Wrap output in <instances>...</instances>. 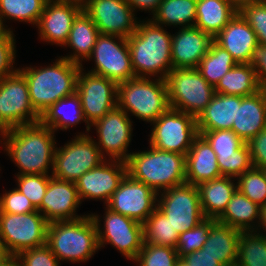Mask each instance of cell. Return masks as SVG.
I'll return each mask as SVG.
<instances>
[{"instance_id": "6da1fadb", "label": "cell", "mask_w": 266, "mask_h": 266, "mask_svg": "<svg viewBox=\"0 0 266 266\" xmlns=\"http://www.w3.org/2000/svg\"><path fill=\"white\" fill-rule=\"evenodd\" d=\"M54 137L55 132L40 121L8 130L3 149L19 168L16 175H52L57 146Z\"/></svg>"}, {"instance_id": "7a4b0ae2", "label": "cell", "mask_w": 266, "mask_h": 266, "mask_svg": "<svg viewBox=\"0 0 266 266\" xmlns=\"http://www.w3.org/2000/svg\"><path fill=\"white\" fill-rule=\"evenodd\" d=\"M127 40L135 77L165 80L173 69L171 33L151 19H139L136 31Z\"/></svg>"}, {"instance_id": "3957f363", "label": "cell", "mask_w": 266, "mask_h": 266, "mask_svg": "<svg viewBox=\"0 0 266 266\" xmlns=\"http://www.w3.org/2000/svg\"><path fill=\"white\" fill-rule=\"evenodd\" d=\"M81 67L61 56L46 67L18 68L27 81L31 104L40 116L60 99L76 92Z\"/></svg>"}, {"instance_id": "277c9868", "label": "cell", "mask_w": 266, "mask_h": 266, "mask_svg": "<svg viewBox=\"0 0 266 266\" xmlns=\"http://www.w3.org/2000/svg\"><path fill=\"white\" fill-rule=\"evenodd\" d=\"M149 147V150L132 152L125 161L131 178L143 182L157 194L186 182L185 155Z\"/></svg>"}, {"instance_id": "5b68a950", "label": "cell", "mask_w": 266, "mask_h": 266, "mask_svg": "<svg viewBox=\"0 0 266 266\" xmlns=\"http://www.w3.org/2000/svg\"><path fill=\"white\" fill-rule=\"evenodd\" d=\"M46 245L59 262H87L100 250L97 227L92 216L88 213L78 220L50 222Z\"/></svg>"}, {"instance_id": "8992f818", "label": "cell", "mask_w": 266, "mask_h": 266, "mask_svg": "<svg viewBox=\"0 0 266 266\" xmlns=\"http://www.w3.org/2000/svg\"><path fill=\"white\" fill-rule=\"evenodd\" d=\"M117 106L152 124L171 108L165 80L135 77L119 83Z\"/></svg>"}, {"instance_id": "52a82bcc", "label": "cell", "mask_w": 266, "mask_h": 266, "mask_svg": "<svg viewBox=\"0 0 266 266\" xmlns=\"http://www.w3.org/2000/svg\"><path fill=\"white\" fill-rule=\"evenodd\" d=\"M172 109L197 118L215 95V88L197 68L172 69L165 78Z\"/></svg>"}, {"instance_id": "ba28073f", "label": "cell", "mask_w": 266, "mask_h": 266, "mask_svg": "<svg viewBox=\"0 0 266 266\" xmlns=\"http://www.w3.org/2000/svg\"><path fill=\"white\" fill-rule=\"evenodd\" d=\"M49 222L37 210L30 213H0V245L9 256L46 244Z\"/></svg>"}, {"instance_id": "9c48e42d", "label": "cell", "mask_w": 266, "mask_h": 266, "mask_svg": "<svg viewBox=\"0 0 266 266\" xmlns=\"http://www.w3.org/2000/svg\"><path fill=\"white\" fill-rule=\"evenodd\" d=\"M106 158L89 133H79L62 147H56L52 176L76 182L85 172L97 167Z\"/></svg>"}, {"instance_id": "30bf717a", "label": "cell", "mask_w": 266, "mask_h": 266, "mask_svg": "<svg viewBox=\"0 0 266 266\" xmlns=\"http://www.w3.org/2000/svg\"><path fill=\"white\" fill-rule=\"evenodd\" d=\"M105 210L103 228L100 216L96 213L90 214L97 227L99 248L108 243L133 262L144 243L143 224L107 207Z\"/></svg>"}, {"instance_id": "8fae6325", "label": "cell", "mask_w": 266, "mask_h": 266, "mask_svg": "<svg viewBox=\"0 0 266 266\" xmlns=\"http://www.w3.org/2000/svg\"><path fill=\"white\" fill-rule=\"evenodd\" d=\"M149 145L161 151L187 154L199 135L196 118L170 108L152 124Z\"/></svg>"}, {"instance_id": "7c38bea8", "label": "cell", "mask_w": 266, "mask_h": 266, "mask_svg": "<svg viewBox=\"0 0 266 266\" xmlns=\"http://www.w3.org/2000/svg\"><path fill=\"white\" fill-rule=\"evenodd\" d=\"M157 208L181 234L205 219L198 187L187 182L168 188L157 196Z\"/></svg>"}, {"instance_id": "4fadbf2b", "label": "cell", "mask_w": 266, "mask_h": 266, "mask_svg": "<svg viewBox=\"0 0 266 266\" xmlns=\"http://www.w3.org/2000/svg\"><path fill=\"white\" fill-rule=\"evenodd\" d=\"M92 59L95 67L88 72L104 76L117 84L135 78L125 37L100 34L86 62Z\"/></svg>"}, {"instance_id": "5bb4252c", "label": "cell", "mask_w": 266, "mask_h": 266, "mask_svg": "<svg viewBox=\"0 0 266 266\" xmlns=\"http://www.w3.org/2000/svg\"><path fill=\"white\" fill-rule=\"evenodd\" d=\"M40 121L25 77L17 70L0 81V122L7 130Z\"/></svg>"}, {"instance_id": "9a60e30c", "label": "cell", "mask_w": 266, "mask_h": 266, "mask_svg": "<svg viewBox=\"0 0 266 266\" xmlns=\"http://www.w3.org/2000/svg\"><path fill=\"white\" fill-rule=\"evenodd\" d=\"M81 66L76 93L81 100L86 122L92 125L117 107L118 84L104 76L86 73Z\"/></svg>"}, {"instance_id": "2e32d148", "label": "cell", "mask_w": 266, "mask_h": 266, "mask_svg": "<svg viewBox=\"0 0 266 266\" xmlns=\"http://www.w3.org/2000/svg\"><path fill=\"white\" fill-rule=\"evenodd\" d=\"M132 123L130 115L117 106L90 125L95 127L98 134L95 143L106 159L109 156L112 160L126 161L130 157L132 152L129 153L127 148L133 136Z\"/></svg>"}, {"instance_id": "e0dca14e", "label": "cell", "mask_w": 266, "mask_h": 266, "mask_svg": "<svg viewBox=\"0 0 266 266\" xmlns=\"http://www.w3.org/2000/svg\"><path fill=\"white\" fill-rule=\"evenodd\" d=\"M82 4L100 34L128 38L136 31L139 20L125 0H82Z\"/></svg>"}, {"instance_id": "ac0fdd59", "label": "cell", "mask_w": 266, "mask_h": 266, "mask_svg": "<svg viewBox=\"0 0 266 266\" xmlns=\"http://www.w3.org/2000/svg\"><path fill=\"white\" fill-rule=\"evenodd\" d=\"M157 196L149 186L126 174L105 206L143 224L157 208Z\"/></svg>"}, {"instance_id": "d6986e66", "label": "cell", "mask_w": 266, "mask_h": 266, "mask_svg": "<svg viewBox=\"0 0 266 266\" xmlns=\"http://www.w3.org/2000/svg\"><path fill=\"white\" fill-rule=\"evenodd\" d=\"M200 135L215 152L222 176L237 178L252 167L248 145L234 131H204Z\"/></svg>"}, {"instance_id": "ffe728a7", "label": "cell", "mask_w": 266, "mask_h": 266, "mask_svg": "<svg viewBox=\"0 0 266 266\" xmlns=\"http://www.w3.org/2000/svg\"><path fill=\"white\" fill-rule=\"evenodd\" d=\"M126 174V162L112 159H106L97 167L85 172L75 182L81 202L84 199H96L107 204Z\"/></svg>"}, {"instance_id": "44dd1931", "label": "cell", "mask_w": 266, "mask_h": 266, "mask_svg": "<svg viewBox=\"0 0 266 266\" xmlns=\"http://www.w3.org/2000/svg\"><path fill=\"white\" fill-rule=\"evenodd\" d=\"M82 10V0L47 1L36 25L40 39L64 47L73 21Z\"/></svg>"}, {"instance_id": "7402d4cb", "label": "cell", "mask_w": 266, "mask_h": 266, "mask_svg": "<svg viewBox=\"0 0 266 266\" xmlns=\"http://www.w3.org/2000/svg\"><path fill=\"white\" fill-rule=\"evenodd\" d=\"M81 203L74 182L60 180L51 176L41 205L37 210L49 223L54 221H73L86 216L77 215L76 213Z\"/></svg>"}, {"instance_id": "603a6c76", "label": "cell", "mask_w": 266, "mask_h": 266, "mask_svg": "<svg viewBox=\"0 0 266 266\" xmlns=\"http://www.w3.org/2000/svg\"><path fill=\"white\" fill-rule=\"evenodd\" d=\"M213 37L201 29L192 27L179 28L172 34L171 60L173 69L197 68L201 59L209 51Z\"/></svg>"}, {"instance_id": "cb8c5ba5", "label": "cell", "mask_w": 266, "mask_h": 266, "mask_svg": "<svg viewBox=\"0 0 266 266\" xmlns=\"http://www.w3.org/2000/svg\"><path fill=\"white\" fill-rule=\"evenodd\" d=\"M227 50L236 63H253L258 41L250 25L237 13L232 20L213 38Z\"/></svg>"}, {"instance_id": "d4e9b609", "label": "cell", "mask_w": 266, "mask_h": 266, "mask_svg": "<svg viewBox=\"0 0 266 266\" xmlns=\"http://www.w3.org/2000/svg\"><path fill=\"white\" fill-rule=\"evenodd\" d=\"M186 182L195 186L221 177L217 156L210 144L198 135L186 154Z\"/></svg>"}, {"instance_id": "484cf974", "label": "cell", "mask_w": 266, "mask_h": 266, "mask_svg": "<svg viewBox=\"0 0 266 266\" xmlns=\"http://www.w3.org/2000/svg\"><path fill=\"white\" fill-rule=\"evenodd\" d=\"M266 127V98L263 89L253 95L242 97L237 104L234 131L245 143Z\"/></svg>"}, {"instance_id": "4316f807", "label": "cell", "mask_w": 266, "mask_h": 266, "mask_svg": "<svg viewBox=\"0 0 266 266\" xmlns=\"http://www.w3.org/2000/svg\"><path fill=\"white\" fill-rule=\"evenodd\" d=\"M242 97L215 93L205 110L196 118L198 134L204 131L231 130L236 122L237 104Z\"/></svg>"}, {"instance_id": "83f0119b", "label": "cell", "mask_w": 266, "mask_h": 266, "mask_svg": "<svg viewBox=\"0 0 266 266\" xmlns=\"http://www.w3.org/2000/svg\"><path fill=\"white\" fill-rule=\"evenodd\" d=\"M235 180L236 178L233 177L221 176L202 182L197 186L205 218L217 220L223 214L232 195L237 190Z\"/></svg>"}, {"instance_id": "f1b7e54d", "label": "cell", "mask_w": 266, "mask_h": 266, "mask_svg": "<svg viewBox=\"0 0 266 266\" xmlns=\"http://www.w3.org/2000/svg\"><path fill=\"white\" fill-rule=\"evenodd\" d=\"M240 233L241 231L216 220L210 227L208 238L201 249L222 266L235 264Z\"/></svg>"}, {"instance_id": "f546056e", "label": "cell", "mask_w": 266, "mask_h": 266, "mask_svg": "<svg viewBox=\"0 0 266 266\" xmlns=\"http://www.w3.org/2000/svg\"><path fill=\"white\" fill-rule=\"evenodd\" d=\"M100 32L92 19L82 10L74 19L68 39L64 46L73 50L72 54L63 57L82 65L91 55ZM84 59V60H83Z\"/></svg>"}, {"instance_id": "4dcf8cb0", "label": "cell", "mask_w": 266, "mask_h": 266, "mask_svg": "<svg viewBox=\"0 0 266 266\" xmlns=\"http://www.w3.org/2000/svg\"><path fill=\"white\" fill-rule=\"evenodd\" d=\"M68 108H70L69 111L67 110ZM81 121L87 124L86 133L89 132L91 126L86 122L81 107V100L76 92L51 105L40 116V122L50 127L54 132H57L59 129L67 131L70 127L81 123Z\"/></svg>"}, {"instance_id": "1f68e13d", "label": "cell", "mask_w": 266, "mask_h": 266, "mask_svg": "<svg viewBox=\"0 0 266 266\" xmlns=\"http://www.w3.org/2000/svg\"><path fill=\"white\" fill-rule=\"evenodd\" d=\"M237 13L229 0H197L195 27L214 38Z\"/></svg>"}, {"instance_id": "d6a6232c", "label": "cell", "mask_w": 266, "mask_h": 266, "mask_svg": "<svg viewBox=\"0 0 266 266\" xmlns=\"http://www.w3.org/2000/svg\"><path fill=\"white\" fill-rule=\"evenodd\" d=\"M215 93L249 96L262 89L253 63H238L214 87Z\"/></svg>"}, {"instance_id": "836d02e7", "label": "cell", "mask_w": 266, "mask_h": 266, "mask_svg": "<svg viewBox=\"0 0 266 266\" xmlns=\"http://www.w3.org/2000/svg\"><path fill=\"white\" fill-rule=\"evenodd\" d=\"M259 207L258 204L236 190L217 221L241 232L255 231L259 219Z\"/></svg>"}, {"instance_id": "e575fe53", "label": "cell", "mask_w": 266, "mask_h": 266, "mask_svg": "<svg viewBox=\"0 0 266 266\" xmlns=\"http://www.w3.org/2000/svg\"><path fill=\"white\" fill-rule=\"evenodd\" d=\"M197 0H162L150 18L161 26L192 27L196 23Z\"/></svg>"}, {"instance_id": "d590c367", "label": "cell", "mask_w": 266, "mask_h": 266, "mask_svg": "<svg viewBox=\"0 0 266 266\" xmlns=\"http://www.w3.org/2000/svg\"><path fill=\"white\" fill-rule=\"evenodd\" d=\"M236 64L232 55L213 41L197 69L202 77L215 87L219 80Z\"/></svg>"}, {"instance_id": "8d00e7d4", "label": "cell", "mask_w": 266, "mask_h": 266, "mask_svg": "<svg viewBox=\"0 0 266 266\" xmlns=\"http://www.w3.org/2000/svg\"><path fill=\"white\" fill-rule=\"evenodd\" d=\"M258 231H242L238 242V266H266V235Z\"/></svg>"}, {"instance_id": "74e56055", "label": "cell", "mask_w": 266, "mask_h": 266, "mask_svg": "<svg viewBox=\"0 0 266 266\" xmlns=\"http://www.w3.org/2000/svg\"><path fill=\"white\" fill-rule=\"evenodd\" d=\"M144 243L175 248L179 239L169 219L156 208L143 223Z\"/></svg>"}, {"instance_id": "f35d334b", "label": "cell", "mask_w": 266, "mask_h": 266, "mask_svg": "<svg viewBox=\"0 0 266 266\" xmlns=\"http://www.w3.org/2000/svg\"><path fill=\"white\" fill-rule=\"evenodd\" d=\"M46 3L47 0H0V18L37 25Z\"/></svg>"}, {"instance_id": "ab89813d", "label": "cell", "mask_w": 266, "mask_h": 266, "mask_svg": "<svg viewBox=\"0 0 266 266\" xmlns=\"http://www.w3.org/2000/svg\"><path fill=\"white\" fill-rule=\"evenodd\" d=\"M237 190L259 206L266 202V178L261 168L251 167L236 178Z\"/></svg>"}, {"instance_id": "60d3db41", "label": "cell", "mask_w": 266, "mask_h": 266, "mask_svg": "<svg viewBox=\"0 0 266 266\" xmlns=\"http://www.w3.org/2000/svg\"><path fill=\"white\" fill-rule=\"evenodd\" d=\"M215 221V219L205 218L197 226L179 234L175 247L178 257L183 258L194 251L200 250L208 238L210 227Z\"/></svg>"}, {"instance_id": "b9f144b4", "label": "cell", "mask_w": 266, "mask_h": 266, "mask_svg": "<svg viewBox=\"0 0 266 266\" xmlns=\"http://www.w3.org/2000/svg\"><path fill=\"white\" fill-rule=\"evenodd\" d=\"M178 259L175 248L143 243L133 262L137 266H175Z\"/></svg>"}, {"instance_id": "7bdbcfd3", "label": "cell", "mask_w": 266, "mask_h": 266, "mask_svg": "<svg viewBox=\"0 0 266 266\" xmlns=\"http://www.w3.org/2000/svg\"><path fill=\"white\" fill-rule=\"evenodd\" d=\"M52 175H15L18 184L17 189L23 193L38 209L48 187L49 179Z\"/></svg>"}, {"instance_id": "ee69618b", "label": "cell", "mask_w": 266, "mask_h": 266, "mask_svg": "<svg viewBox=\"0 0 266 266\" xmlns=\"http://www.w3.org/2000/svg\"><path fill=\"white\" fill-rule=\"evenodd\" d=\"M238 13L256 33L259 45H266V0L259 3L248 4Z\"/></svg>"}, {"instance_id": "f6af8a7d", "label": "cell", "mask_w": 266, "mask_h": 266, "mask_svg": "<svg viewBox=\"0 0 266 266\" xmlns=\"http://www.w3.org/2000/svg\"><path fill=\"white\" fill-rule=\"evenodd\" d=\"M16 258L19 266H59L61 264L46 244L24 250Z\"/></svg>"}, {"instance_id": "bcb514c9", "label": "cell", "mask_w": 266, "mask_h": 266, "mask_svg": "<svg viewBox=\"0 0 266 266\" xmlns=\"http://www.w3.org/2000/svg\"><path fill=\"white\" fill-rule=\"evenodd\" d=\"M37 211L32 202L17 188L0 195V213L23 214Z\"/></svg>"}, {"instance_id": "7dc6e473", "label": "cell", "mask_w": 266, "mask_h": 266, "mask_svg": "<svg viewBox=\"0 0 266 266\" xmlns=\"http://www.w3.org/2000/svg\"><path fill=\"white\" fill-rule=\"evenodd\" d=\"M14 36L12 32L5 40L0 41V81L18 70L14 67L16 59V39Z\"/></svg>"}, {"instance_id": "c3c4849f", "label": "cell", "mask_w": 266, "mask_h": 266, "mask_svg": "<svg viewBox=\"0 0 266 266\" xmlns=\"http://www.w3.org/2000/svg\"><path fill=\"white\" fill-rule=\"evenodd\" d=\"M253 167H266V127L247 142Z\"/></svg>"}, {"instance_id": "681fc988", "label": "cell", "mask_w": 266, "mask_h": 266, "mask_svg": "<svg viewBox=\"0 0 266 266\" xmlns=\"http://www.w3.org/2000/svg\"><path fill=\"white\" fill-rule=\"evenodd\" d=\"M253 66L261 87H266V45L258 46L253 61Z\"/></svg>"}, {"instance_id": "f907efd6", "label": "cell", "mask_w": 266, "mask_h": 266, "mask_svg": "<svg viewBox=\"0 0 266 266\" xmlns=\"http://www.w3.org/2000/svg\"><path fill=\"white\" fill-rule=\"evenodd\" d=\"M183 259L190 266H222L214 257L205 253V250L202 249L184 256Z\"/></svg>"}, {"instance_id": "816d5d0a", "label": "cell", "mask_w": 266, "mask_h": 266, "mask_svg": "<svg viewBox=\"0 0 266 266\" xmlns=\"http://www.w3.org/2000/svg\"><path fill=\"white\" fill-rule=\"evenodd\" d=\"M133 9L134 12L138 9L139 11H148L150 14H154L158 9L162 0H125Z\"/></svg>"}, {"instance_id": "f5cc1de1", "label": "cell", "mask_w": 266, "mask_h": 266, "mask_svg": "<svg viewBox=\"0 0 266 266\" xmlns=\"http://www.w3.org/2000/svg\"><path fill=\"white\" fill-rule=\"evenodd\" d=\"M260 229H263L266 235V202L259 207V219L255 231L260 232Z\"/></svg>"}, {"instance_id": "db71d44e", "label": "cell", "mask_w": 266, "mask_h": 266, "mask_svg": "<svg viewBox=\"0 0 266 266\" xmlns=\"http://www.w3.org/2000/svg\"><path fill=\"white\" fill-rule=\"evenodd\" d=\"M231 5L239 11L242 7L248 5V4H254L259 3L263 0H229Z\"/></svg>"}, {"instance_id": "11a10c76", "label": "cell", "mask_w": 266, "mask_h": 266, "mask_svg": "<svg viewBox=\"0 0 266 266\" xmlns=\"http://www.w3.org/2000/svg\"><path fill=\"white\" fill-rule=\"evenodd\" d=\"M4 24V21L0 18V41L5 40L13 32L11 28H8L7 25Z\"/></svg>"}, {"instance_id": "9f6ffc18", "label": "cell", "mask_w": 266, "mask_h": 266, "mask_svg": "<svg viewBox=\"0 0 266 266\" xmlns=\"http://www.w3.org/2000/svg\"><path fill=\"white\" fill-rule=\"evenodd\" d=\"M0 266H19L16 256L7 255L1 262Z\"/></svg>"}, {"instance_id": "6f0895ef", "label": "cell", "mask_w": 266, "mask_h": 266, "mask_svg": "<svg viewBox=\"0 0 266 266\" xmlns=\"http://www.w3.org/2000/svg\"><path fill=\"white\" fill-rule=\"evenodd\" d=\"M8 133V130L3 126V124L0 122V138L2 137V140L0 139L1 146L4 142V139Z\"/></svg>"}, {"instance_id": "680465c9", "label": "cell", "mask_w": 266, "mask_h": 266, "mask_svg": "<svg viewBox=\"0 0 266 266\" xmlns=\"http://www.w3.org/2000/svg\"><path fill=\"white\" fill-rule=\"evenodd\" d=\"M175 266H190L183 258H179Z\"/></svg>"}, {"instance_id": "91938a15", "label": "cell", "mask_w": 266, "mask_h": 266, "mask_svg": "<svg viewBox=\"0 0 266 266\" xmlns=\"http://www.w3.org/2000/svg\"><path fill=\"white\" fill-rule=\"evenodd\" d=\"M7 256L2 246L0 245V262Z\"/></svg>"}, {"instance_id": "94428289", "label": "cell", "mask_w": 266, "mask_h": 266, "mask_svg": "<svg viewBox=\"0 0 266 266\" xmlns=\"http://www.w3.org/2000/svg\"><path fill=\"white\" fill-rule=\"evenodd\" d=\"M261 170H262V172L264 173V176H265V178H266V167H262Z\"/></svg>"}, {"instance_id": "6125c7cd", "label": "cell", "mask_w": 266, "mask_h": 266, "mask_svg": "<svg viewBox=\"0 0 266 266\" xmlns=\"http://www.w3.org/2000/svg\"><path fill=\"white\" fill-rule=\"evenodd\" d=\"M262 89H263V92H264V95H265V98H266V87H264Z\"/></svg>"}, {"instance_id": "be15d7a7", "label": "cell", "mask_w": 266, "mask_h": 266, "mask_svg": "<svg viewBox=\"0 0 266 266\" xmlns=\"http://www.w3.org/2000/svg\"><path fill=\"white\" fill-rule=\"evenodd\" d=\"M226 266H238V265L235 263V264H232V265H226Z\"/></svg>"}]
</instances>
